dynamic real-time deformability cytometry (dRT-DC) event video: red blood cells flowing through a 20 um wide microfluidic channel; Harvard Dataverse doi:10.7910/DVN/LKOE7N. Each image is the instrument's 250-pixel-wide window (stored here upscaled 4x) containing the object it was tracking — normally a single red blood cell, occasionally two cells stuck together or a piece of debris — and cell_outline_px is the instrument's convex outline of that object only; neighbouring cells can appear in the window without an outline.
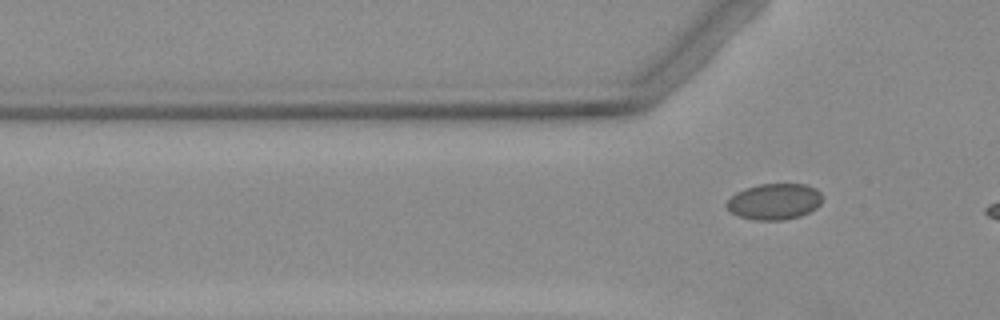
{"species": "Egyptian fruit bat (a non-hibernating species)", "species_latin": "Rousettus aegyptiacus", "temperature_condition": "warm", "stored_images_in_passage": 3, "camera_frame_rate_fps": 3000, "um_per_image_px": 0.085, "animal": {"sex": "female"}, "frame": {"image": 1, "passage_image": 3, "time_ms": 3.333, "image_size_px": [1000, 320], "cell_outline_px": [[824, 196], [820, 204], [816, 208], [800, 216], [784, 220], [756, 220], [736, 216], [724, 204], [736, 192], [744, 188], [760, 184], [808, 184], [816, 188]], "centroid_in_image_um": [65.84, 17.12], "position_along_channel_um": 60.0, "area_um2": 20.35}}